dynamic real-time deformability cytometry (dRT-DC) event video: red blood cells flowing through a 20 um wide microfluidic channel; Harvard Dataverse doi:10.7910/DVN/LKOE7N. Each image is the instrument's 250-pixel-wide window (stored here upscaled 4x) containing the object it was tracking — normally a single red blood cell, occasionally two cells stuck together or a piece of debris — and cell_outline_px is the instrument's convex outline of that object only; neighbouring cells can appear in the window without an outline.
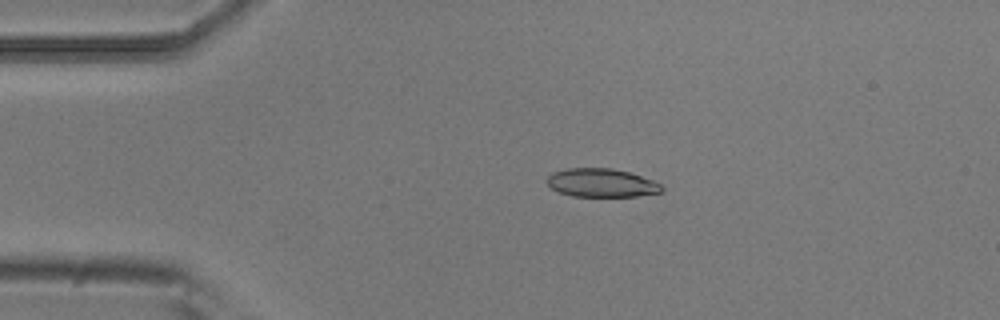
{"species": "common noctule bat (a hibernating species)", "species_latin": "Nyctalus noctula", "temperature_condition": "room temperature", "stored_images_in_passage": 2, "camera_frame_rate_fps": 3000, "um_per_image_px": 0.085, "animal": {"sex": "male", "body_mass_g": 20.5, "forearm_length_mm": 52.5}, "frame": {"image": 1, "passage_image": 1, "time_ms": 0.0, "image_size_px": [1000, 320], "cell_outline_px": [[664, 188], [660, 192], [636, 196], [572, 196], [560, 192], [552, 188], [544, 180], [552, 172], [568, 168], [612, 168], [628, 172], [652, 180], [660, 184]], "centroid_in_image_um": [51.09, 15.53], "position_along_channel_um": 33.9, "area_um2": 18.9}}